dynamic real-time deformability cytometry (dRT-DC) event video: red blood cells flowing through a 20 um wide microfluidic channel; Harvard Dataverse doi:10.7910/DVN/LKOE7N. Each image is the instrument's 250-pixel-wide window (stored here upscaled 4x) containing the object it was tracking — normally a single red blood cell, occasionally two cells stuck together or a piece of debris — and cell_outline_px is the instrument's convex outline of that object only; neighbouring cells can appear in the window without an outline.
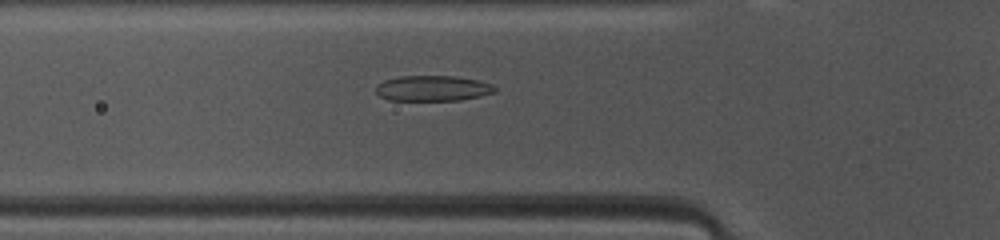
{"species": "common noctule bat (a hibernating species)", "species_latin": "Nyctalus noctula", "temperature_condition": "warm", "stored_images_in_passage": 46, "camera_frame_rate_fps": 3000, "um_per_image_px": 0.085, "animal": {"sex": "female", "body_mass_g": 10.0, "forearm_length_mm": 53.1}, "frame": {"image": 1, "passage_image": 14, "time_ms": 4.333, "image_size_px": [1000, 240], "cell_outline_px": [[496, 92], [480, 96], [460, 100], [388, 100], [380, 96], [376, 92], [376, 84], [384, 80], [400, 76], [456, 76], [480, 80], [492, 84], [496, 88]], "centroid_in_image_um": [36.79, 7.5], "position_along_channel_um": 89.0, "area_um2": 17.8}}
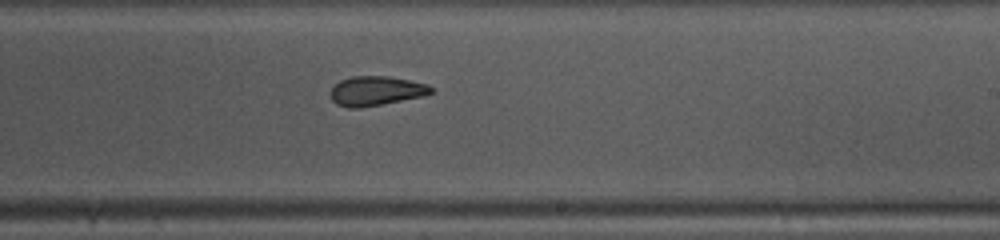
{"frame": {"image": 2, "passage_image": 26, "time_ms": 8.333, "image_size_px": [1000, 240], "cell_outline_px": [[436, 92], [424, 96], [360, 108], [348, 108], [336, 104], [332, 100], [328, 92], [340, 80], [352, 76], [388, 76], [428, 84], [436, 88]], "centroid_in_image_um": [31.99, 7.73], "position_along_channel_um": 257.0, "area_um2": 17.51}}
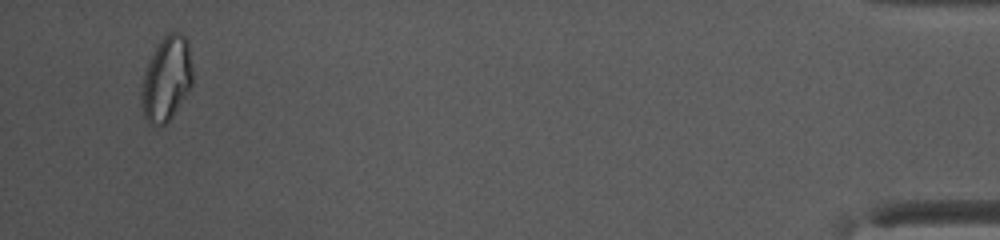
{"frame": {"image": 3, "passage_image": 44, "time_ms": 14.333, "image_size_px": [1000, 240], "cell_outline_px": [[192, 84], [188, 92], [172, 116], [164, 124], [152, 124], [144, 116], [140, 100], [140, 92], [144, 72], [148, 60], [160, 40], [168, 32], [180, 32], [188, 40], [192, 72]], "centroid_in_image_um": [14.14, 6.66], "position_along_channel_um": 421.1, "area_um2": 25.14}, "authors_computed_cell_mechanics": {"area_um2": 19.2185, "velocity_mm_per_s": 4.1773, "shape_relaxation_time_tau1_ms": 5.825, "shape_relaxation_time_tau2_ms": 1.5451, "deformation_change_tau1": 0.1638, "deformation_change_tau2": 0.0731}}